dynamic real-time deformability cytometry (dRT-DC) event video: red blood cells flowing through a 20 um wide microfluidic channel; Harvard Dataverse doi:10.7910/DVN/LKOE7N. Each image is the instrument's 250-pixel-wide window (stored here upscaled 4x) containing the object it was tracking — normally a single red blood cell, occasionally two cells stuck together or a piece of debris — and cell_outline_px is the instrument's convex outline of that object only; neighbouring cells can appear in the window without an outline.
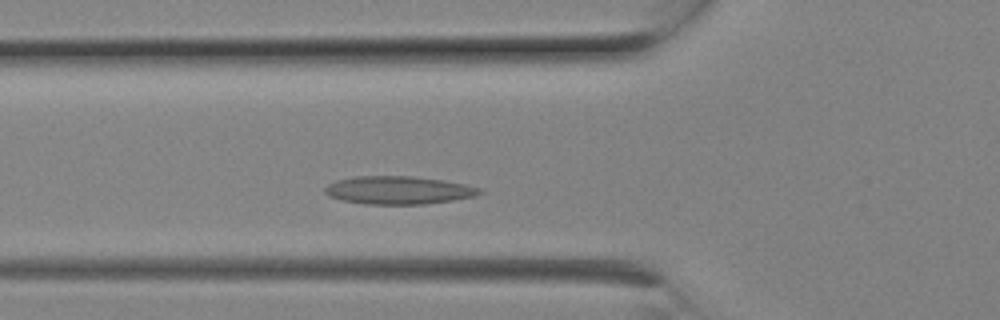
{"species": "Egyptian fruit bat (a non-hibernating species)", "species_latin": "Rousettus aegyptiacus", "temperature_condition": "room temperature", "stored_images_in_passage": 5, "camera_frame_rate_fps": 3000, "um_per_image_px": 0.085, "animal": {"sex": "female"}, "frame": {"image": 1, "passage_image": 5, "time_ms": 1.333, "image_size_px": [1000, 320], "cell_outline_px": [[484, 192], [476, 196], [452, 200], [424, 204], [364, 204], [340, 200], [328, 196], [324, 192], [324, 188], [328, 184], [336, 180], [356, 176], [412, 176], [444, 180], [464, 184], [480, 188]], "centroid_in_image_um": [33.84, 16.16], "position_along_channel_um": 92.0, "area_um2": 25.37}}